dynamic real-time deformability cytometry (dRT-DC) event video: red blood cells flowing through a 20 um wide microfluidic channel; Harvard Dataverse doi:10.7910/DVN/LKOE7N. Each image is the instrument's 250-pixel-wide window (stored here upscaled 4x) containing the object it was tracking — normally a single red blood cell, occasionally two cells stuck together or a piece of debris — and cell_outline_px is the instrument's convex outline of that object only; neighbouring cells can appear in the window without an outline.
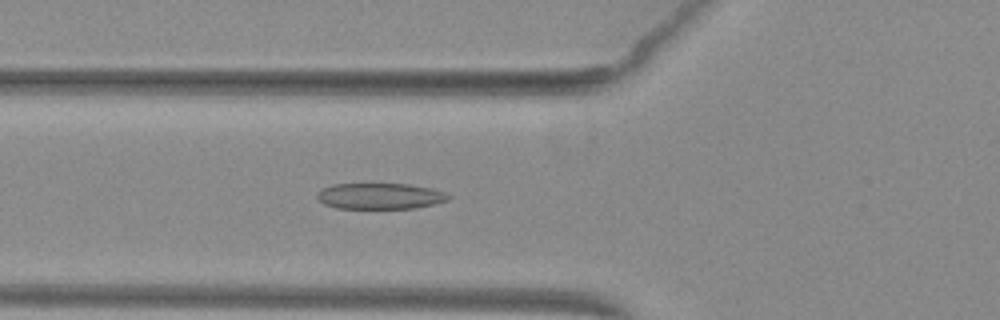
{"species": "common noctule bat (a hibernating species)", "species_latin": "Nyctalus noctula", "temperature_condition": "warm", "stored_images_in_passage": 51, "camera_frame_rate_fps": 3000, "um_per_image_px": 0.085, "animal": {"sex": "female", "body_mass_g": 29.2, "forearm_length_mm": 56.3}, "frame": {"image": 1, "passage_image": 19, "time_ms": 6.0, "image_size_px": [1000, 320], "cell_outline_px": [[452, 196], [448, 200], [416, 208], [336, 208], [324, 204], [316, 196], [316, 192], [332, 184], [408, 184], [432, 188], [444, 192]], "centroid_in_image_um": [32.3, 16.66], "position_along_channel_um": 93.5, "area_um2": 19.83}}
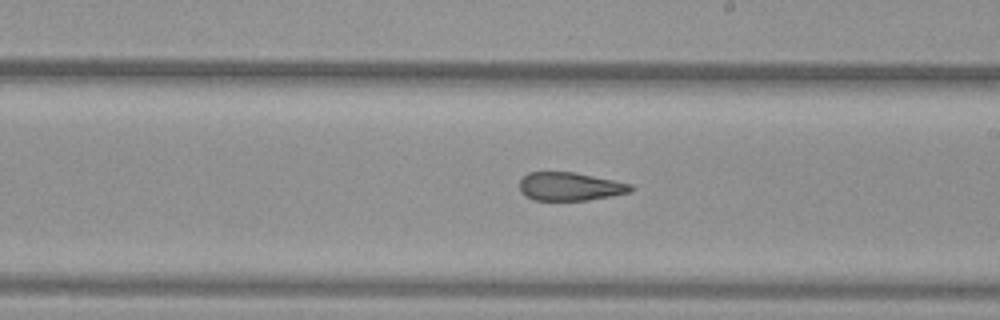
{"frame": {"image": 2, "passage_image": 30, "time_ms": 9.667, "image_size_px": [1000, 320], "cell_outline_px": [[636, 188], [632, 192], [612, 196], [588, 200], [532, 200], [524, 196], [520, 192], [520, 180], [528, 172], [576, 172], [632, 184]], "centroid_in_image_um": [48.47, 15.86], "position_along_channel_um": 240.5, "area_um2": 18.61}}
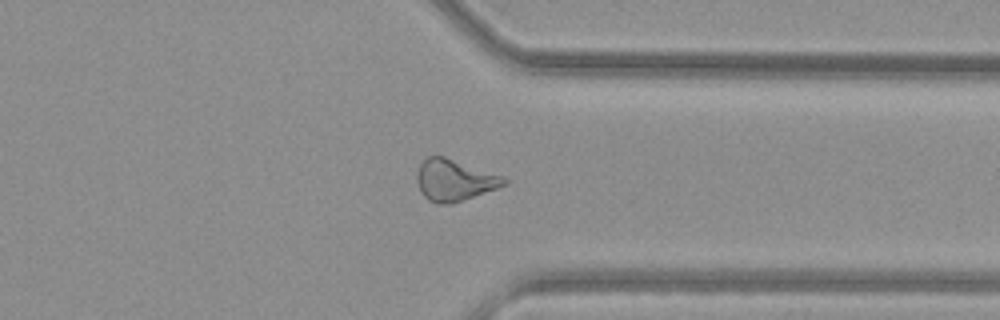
{"frame": {"image": 3, "passage_image": 40, "time_ms": 13.0, "image_size_px": [1000, 320], "cell_outline_px": [[508, 184], [452, 204], [436, 204], [428, 200], [420, 192], [416, 180], [416, 176], [420, 164], [428, 156], [444, 156], [504, 176], [508, 180]], "centroid_in_image_um": [38.62, 15.32], "position_along_channel_um": 372.8, "area_um2": 21.15}, "authors_computed_cell_mechanics": {"area_um2": 21.2704, "velocity_mm_per_s": 4.0034, "shape_relaxation_time_tau1_ms": null, "shape_relaxation_time_tau2_ms": 2.1169, "deformation_change_tau1": null, "deformation_change_tau2": 0.1092}}